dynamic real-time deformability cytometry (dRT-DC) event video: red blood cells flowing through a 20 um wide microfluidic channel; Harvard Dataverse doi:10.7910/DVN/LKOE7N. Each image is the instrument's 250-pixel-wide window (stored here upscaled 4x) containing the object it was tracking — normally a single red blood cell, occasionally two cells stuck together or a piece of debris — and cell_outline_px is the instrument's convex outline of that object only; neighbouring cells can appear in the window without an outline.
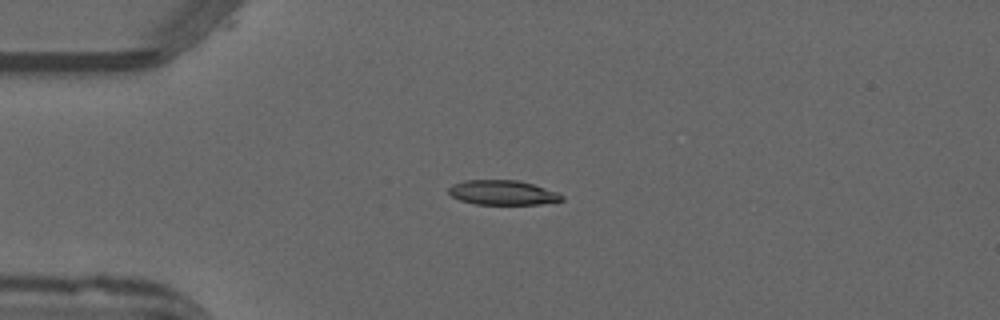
{"species": "common noctule bat (a hibernating species)", "species_latin": "Nyctalus noctula", "temperature_condition": "warm", "stored_images_in_passage": 8, "camera_frame_rate_fps": 3000, "um_per_image_px": 0.085, "animal": {"sex": "male", "forearm_length_mm": 52.5}, "frame": {"image": 1, "passage_image": 1, "time_ms": 0.0, "image_size_px": [1000, 320], "cell_outline_px": [[564, 200], [540, 204], [476, 204], [460, 200], [452, 196], [448, 192], [448, 188], [452, 184], [464, 180], [516, 180], [532, 184], [556, 192], [564, 196]], "centroid_in_image_um": [42.69, 16.37], "position_along_channel_um": 42.3, "area_um2": 16.13}}
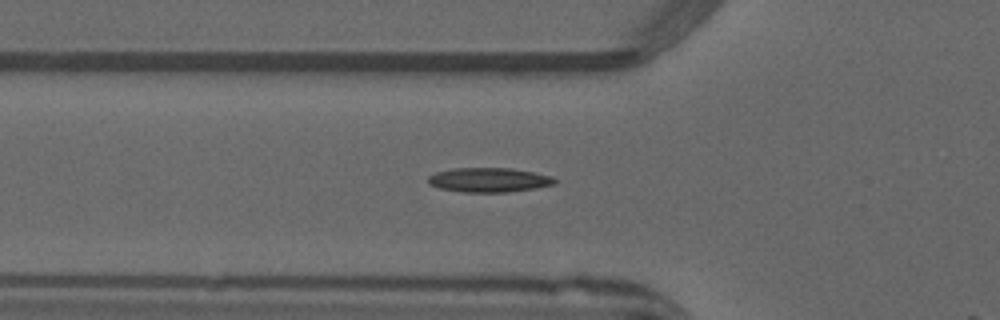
{"frame": {"image": 2, "passage_image": 6, "time_ms": 1.667, "image_size_px": [1000, 320], "cell_outline_px": [[556, 184], [536, 188], [508, 192], [464, 192], [440, 188], [428, 184], [428, 176], [436, 172], [456, 168], [512, 168], [552, 176], [556, 180]], "centroid_in_image_um": [41.57, 15.29], "position_along_channel_um": 84.2, "area_um2": 17.98}}